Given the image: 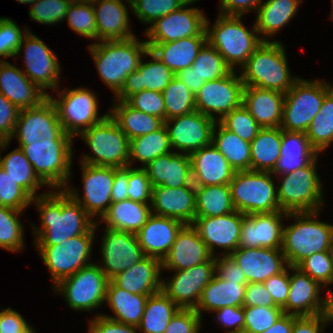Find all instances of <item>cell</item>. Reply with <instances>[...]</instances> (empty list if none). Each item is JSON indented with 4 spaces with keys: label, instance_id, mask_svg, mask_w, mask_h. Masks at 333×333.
Returning a JSON list of instances; mask_svg holds the SVG:
<instances>
[{
    "label": "cell",
    "instance_id": "obj_1",
    "mask_svg": "<svg viewBox=\"0 0 333 333\" xmlns=\"http://www.w3.org/2000/svg\"><path fill=\"white\" fill-rule=\"evenodd\" d=\"M57 191H49L32 199L41 218V228L33 225L36 237L34 245H59L67 239L87 233L96 224L64 189Z\"/></svg>",
    "mask_w": 333,
    "mask_h": 333
},
{
    "label": "cell",
    "instance_id": "obj_2",
    "mask_svg": "<svg viewBox=\"0 0 333 333\" xmlns=\"http://www.w3.org/2000/svg\"><path fill=\"white\" fill-rule=\"evenodd\" d=\"M95 61L99 76L115 95L121 90L126 77L138 69L141 56L149 46L138 41L136 36L127 40H104L88 46Z\"/></svg>",
    "mask_w": 333,
    "mask_h": 333
},
{
    "label": "cell",
    "instance_id": "obj_3",
    "mask_svg": "<svg viewBox=\"0 0 333 333\" xmlns=\"http://www.w3.org/2000/svg\"><path fill=\"white\" fill-rule=\"evenodd\" d=\"M319 211L288 213L295 223L283 227L281 250L288 266L296 267L314 253L328 251L333 241V225L316 219Z\"/></svg>",
    "mask_w": 333,
    "mask_h": 333
},
{
    "label": "cell",
    "instance_id": "obj_4",
    "mask_svg": "<svg viewBox=\"0 0 333 333\" xmlns=\"http://www.w3.org/2000/svg\"><path fill=\"white\" fill-rule=\"evenodd\" d=\"M245 86L274 90L286 94L299 79L292 77L286 52L279 41H263L242 67Z\"/></svg>",
    "mask_w": 333,
    "mask_h": 333
},
{
    "label": "cell",
    "instance_id": "obj_5",
    "mask_svg": "<svg viewBox=\"0 0 333 333\" xmlns=\"http://www.w3.org/2000/svg\"><path fill=\"white\" fill-rule=\"evenodd\" d=\"M206 33L207 41L223 56L232 70L236 65L242 68L263 41H269L266 37H259L256 24L249 31L243 25L241 16L220 13L213 26L206 18Z\"/></svg>",
    "mask_w": 333,
    "mask_h": 333
},
{
    "label": "cell",
    "instance_id": "obj_6",
    "mask_svg": "<svg viewBox=\"0 0 333 333\" xmlns=\"http://www.w3.org/2000/svg\"><path fill=\"white\" fill-rule=\"evenodd\" d=\"M271 172L235 171L230 182L236 211L244 215L281 211Z\"/></svg>",
    "mask_w": 333,
    "mask_h": 333
},
{
    "label": "cell",
    "instance_id": "obj_7",
    "mask_svg": "<svg viewBox=\"0 0 333 333\" xmlns=\"http://www.w3.org/2000/svg\"><path fill=\"white\" fill-rule=\"evenodd\" d=\"M318 155L306 166L283 176L277 187V198L281 211L301 213L320 211L322 200V183L316 172Z\"/></svg>",
    "mask_w": 333,
    "mask_h": 333
},
{
    "label": "cell",
    "instance_id": "obj_8",
    "mask_svg": "<svg viewBox=\"0 0 333 333\" xmlns=\"http://www.w3.org/2000/svg\"><path fill=\"white\" fill-rule=\"evenodd\" d=\"M80 136L94 153L84 155L81 164L125 168L129 166L130 140L108 115Z\"/></svg>",
    "mask_w": 333,
    "mask_h": 333
},
{
    "label": "cell",
    "instance_id": "obj_9",
    "mask_svg": "<svg viewBox=\"0 0 333 333\" xmlns=\"http://www.w3.org/2000/svg\"><path fill=\"white\" fill-rule=\"evenodd\" d=\"M333 86L319 80L299 78L285 94L280 128L289 132L306 133L311 121L321 109L325 96Z\"/></svg>",
    "mask_w": 333,
    "mask_h": 333
},
{
    "label": "cell",
    "instance_id": "obj_10",
    "mask_svg": "<svg viewBox=\"0 0 333 333\" xmlns=\"http://www.w3.org/2000/svg\"><path fill=\"white\" fill-rule=\"evenodd\" d=\"M39 179L55 190L64 189L70 177L72 141L19 145Z\"/></svg>",
    "mask_w": 333,
    "mask_h": 333
},
{
    "label": "cell",
    "instance_id": "obj_11",
    "mask_svg": "<svg viewBox=\"0 0 333 333\" xmlns=\"http://www.w3.org/2000/svg\"><path fill=\"white\" fill-rule=\"evenodd\" d=\"M97 227L96 222L87 233L67 239L59 245H35L44 264L52 274L55 286L64 278L74 275L81 268L92 264L88 260H90Z\"/></svg>",
    "mask_w": 333,
    "mask_h": 333
},
{
    "label": "cell",
    "instance_id": "obj_12",
    "mask_svg": "<svg viewBox=\"0 0 333 333\" xmlns=\"http://www.w3.org/2000/svg\"><path fill=\"white\" fill-rule=\"evenodd\" d=\"M15 135L19 145L73 140V137L64 131L55 105L49 97L36 107L19 111L12 138Z\"/></svg>",
    "mask_w": 333,
    "mask_h": 333
},
{
    "label": "cell",
    "instance_id": "obj_13",
    "mask_svg": "<svg viewBox=\"0 0 333 333\" xmlns=\"http://www.w3.org/2000/svg\"><path fill=\"white\" fill-rule=\"evenodd\" d=\"M101 265L90 264L81 268L74 275L61 280L54 291L64 295L66 302L74 310H94L105 302L109 282L100 268Z\"/></svg>",
    "mask_w": 333,
    "mask_h": 333
},
{
    "label": "cell",
    "instance_id": "obj_14",
    "mask_svg": "<svg viewBox=\"0 0 333 333\" xmlns=\"http://www.w3.org/2000/svg\"><path fill=\"white\" fill-rule=\"evenodd\" d=\"M60 99H53L58 119L64 131L73 138L89 127L100 123L108 115L98 116V101L95 94L87 88H77L59 93Z\"/></svg>",
    "mask_w": 333,
    "mask_h": 333
},
{
    "label": "cell",
    "instance_id": "obj_15",
    "mask_svg": "<svg viewBox=\"0 0 333 333\" xmlns=\"http://www.w3.org/2000/svg\"><path fill=\"white\" fill-rule=\"evenodd\" d=\"M244 83L232 70L227 76L207 81L195 95V108L205 116L220 121L226 114L243 104ZM219 114L218 118L213 115Z\"/></svg>",
    "mask_w": 333,
    "mask_h": 333
},
{
    "label": "cell",
    "instance_id": "obj_16",
    "mask_svg": "<svg viewBox=\"0 0 333 333\" xmlns=\"http://www.w3.org/2000/svg\"><path fill=\"white\" fill-rule=\"evenodd\" d=\"M82 165L83 198L78 191L70 188L68 184L64 190L76 200L85 211L94 218L97 214L102 216L108 211L111 201L114 174L119 169L110 166Z\"/></svg>",
    "mask_w": 333,
    "mask_h": 333
},
{
    "label": "cell",
    "instance_id": "obj_17",
    "mask_svg": "<svg viewBox=\"0 0 333 333\" xmlns=\"http://www.w3.org/2000/svg\"><path fill=\"white\" fill-rule=\"evenodd\" d=\"M216 274V262L214 256L202 264L188 269L175 271L168 280H162L163 291L179 308L195 309L201 297L203 289Z\"/></svg>",
    "mask_w": 333,
    "mask_h": 333
},
{
    "label": "cell",
    "instance_id": "obj_18",
    "mask_svg": "<svg viewBox=\"0 0 333 333\" xmlns=\"http://www.w3.org/2000/svg\"><path fill=\"white\" fill-rule=\"evenodd\" d=\"M189 0L180 9L156 19L146 29V43H165L197 35H207L206 17L197 8H188ZM186 7V8H185Z\"/></svg>",
    "mask_w": 333,
    "mask_h": 333
},
{
    "label": "cell",
    "instance_id": "obj_19",
    "mask_svg": "<svg viewBox=\"0 0 333 333\" xmlns=\"http://www.w3.org/2000/svg\"><path fill=\"white\" fill-rule=\"evenodd\" d=\"M217 120L197 110L164 121L171 148L186 154L212 143L213 129Z\"/></svg>",
    "mask_w": 333,
    "mask_h": 333
},
{
    "label": "cell",
    "instance_id": "obj_20",
    "mask_svg": "<svg viewBox=\"0 0 333 333\" xmlns=\"http://www.w3.org/2000/svg\"><path fill=\"white\" fill-rule=\"evenodd\" d=\"M23 44H25L24 63L26 66L24 74L47 96L49 94L45 89L57 91L61 72L57 55L39 37L29 31L24 36L17 55L21 54Z\"/></svg>",
    "mask_w": 333,
    "mask_h": 333
},
{
    "label": "cell",
    "instance_id": "obj_21",
    "mask_svg": "<svg viewBox=\"0 0 333 333\" xmlns=\"http://www.w3.org/2000/svg\"><path fill=\"white\" fill-rule=\"evenodd\" d=\"M101 248L100 268L109 280L145 257L136 234L130 232L106 228Z\"/></svg>",
    "mask_w": 333,
    "mask_h": 333
},
{
    "label": "cell",
    "instance_id": "obj_22",
    "mask_svg": "<svg viewBox=\"0 0 333 333\" xmlns=\"http://www.w3.org/2000/svg\"><path fill=\"white\" fill-rule=\"evenodd\" d=\"M283 217L288 218L284 211L270 213L243 214L240 234V248H273L281 249Z\"/></svg>",
    "mask_w": 333,
    "mask_h": 333
},
{
    "label": "cell",
    "instance_id": "obj_23",
    "mask_svg": "<svg viewBox=\"0 0 333 333\" xmlns=\"http://www.w3.org/2000/svg\"><path fill=\"white\" fill-rule=\"evenodd\" d=\"M242 222L243 213L234 211L216 217L195 218L192 226L213 256L217 246L227 250L223 255H230L238 248Z\"/></svg>",
    "mask_w": 333,
    "mask_h": 333
},
{
    "label": "cell",
    "instance_id": "obj_24",
    "mask_svg": "<svg viewBox=\"0 0 333 333\" xmlns=\"http://www.w3.org/2000/svg\"><path fill=\"white\" fill-rule=\"evenodd\" d=\"M230 256L242 269L248 283H263L289 268L281 249L238 247Z\"/></svg>",
    "mask_w": 333,
    "mask_h": 333
},
{
    "label": "cell",
    "instance_id": "obj_25",
    "mask_svg": "<svg viewBox=\"0 0 333 333\" xmlns=\"http://www.w3.org/2000/svg\"><path fill=\"white\" fill-rule=\"evenodd\" d=\"M152 214L181 221L185 225H192L195 220V186L191 182L188 186L171 188L165 186L152 187Z\"/></svg>",
    "mask_w": 333,
    "mask_h": 333
},
{
    "label": "cell",
    "instance_id": "obj_26",
    "mask_svg": "<svg viewBox=\"0 0 333 333\" xmlns=\"http://www.w3.org/2000/svg\"><path fill=\"white\" fill-rule=\"evenodd\" d=\"M190 168L195 187L229 185L235 173L212 143L190 154Z\"/></svg>",
    "mask_w": 333,
    "mask_h": 333
},
{
    "label": "cell",
    "instance_id": "obj_27",
    "mask_svg": "<svg viewBox=\"0 0 333 333\" xmlns=\"http://www.w3.org/2000/svg\"><path fill=\"white\" fill-rule=\"evenodd\" d=\"M212 257L198 231L192 225H185L161 265L162 269L178 271L207 262Z\"/></svg>",
    "mask_w": 333,
    "mask_h": 333
},
{
    "label": "cell",
    "instance_id": "obj_28",
    "mask_svg": "<svg viewBox=\"0 0 333 333\" xmlns=\"http://www.w3.org/2000/svg\"><path fill=\"white\" fill-rule=\"evenodd\" d=\"M184 226L179 220L151 214L136 237L145 256L162 261Z\"/></svg>",
    "mask_w": 333,
    "mask_h": 333
},
{
    "label": "cell",
    "instance_id": "obj_29",
    "mask_svg": "<svg viewBox=\"0 0 333 333\" xmlns=\"http://www.w3.org/2000/svg\"><path fill=\"white\" fill-rule=\"evenodd\" d=\"M147 55L152 61L146 63L141 60L138 69L126 77L123 87L116 94L118 101H127L132 95L143 90L163 92L176 76L150 50Z\"/></svg>",
    "mask_w": 333,
    "mask_h": 333
},
{
    "label": "cell",
    "instance_id": "obj_30",
    "mask_svg": "<svg viewBox=\"0 0 333 333\" xmlns=\"http://www.w3.org/2000/svg\"><path fill=\"white\" fill-rule=\"evenodd\" d=\"M0 92L19 110L38 106L48 96L22 70L0 60Z\"/></svg>",
    "mask_w": 333,
    "mask_h": 333
},
{
    "label": "cell",
    "instance_id": "obj_31",
    "mask_svg": "<svg viewBox=\"0 0 333 333\" xmlns=\"http://www.w3.org/2000/svg\"><path fill=\"white\" fill-rule=\"evenodd\" d=\"M288 269L294 270L290 275V290L283 312L295 316H315L322 312L323 299L320 298L322 286L318 281L302 273L296 267Z\"/></svg>",
    "mask_w": 333,
    "mask_h": 333
},
{
    "label": "cell",
    "instance_id": "obj_32",
    "mask_svg": "<svg viewBox=\"0 0 333 333\" xmlns=\"http://www.w3.org/2000/svg\"><path fill=\"white\" fill-rule=\"evenodd\" d=\"M152 187L171 188L188 186L191 180L190 155L169 152L152 160L145 168Z\"/></svg>",
    "mask_w": 333,
    "mask_h": 333
},
{
    "label": "cell",
    "instance_id": "obj_33",
    "mask_svg": "<svg viewBox=\"0 0 333 333\" xmlns=\"http://www.w3.org/2000/svg\"><path fill=\"white\" fill-rule=\"evenodd\" d=\"M285 94L258 87L245 86L243 105L261 128L280 127Z\"/></svg>",
    "mask_w": 333,
    "mask_h": 333
},
{
    "label": "cell",
    "instance_id": "obj_34",
    "mask_svg": "<svg viewBox=\"0 0 333 333\" xmlns=\"http://www.w3.org/2000/svg\"><path fill=\"white\" fill-rule=\"evenodd\" d=\"M161 261L145 256L142 260L117 274L111 281L131 294L152 295L161 290Z\"/></svg>",
    "mask_w": 333,
    "mask_h": 333
},
{
    "label": "cell",
    "instance_id": "obj_35",
    "mask_svg": "<svg viewBox=\"0 0 333 333\" xmlns=\"http://www.w3.org/2000/svg\"><path fill=\"white\" fill-rule=\"evenodd\" d=\"M91 1L95 12L98 41L127 40L135 37L129 28L128 9L121 0Z\"/></svg>",
    "mask_w": 333,
    "mask_h": 333
},
{
    "label": "cell",
    "instance_id": "obj_36",
    "mask_svg": "<svg viewBox=\"0 0 333 333\" xmlns=\"http://www.w3.org/2000/svg\"><path fill=\"white\" fill-rule=\"evenodd\" d=\"M207 35H197L165 43H147L149 50L175 74L191 67Z\"/></svg>",
    "mask_w": 333,
    "mask_h": 333
},
{
    "label": "cell",
    "instance_id": "obj_37",
    "mask_svg": "<svg viewBox=\"0 0 333 333\" xmlns=\"http://www.w3.org/2000/svg\"><path fill=\"white\" fill-rule=\"evenodd\" d=\"M247 283L225 281L216 274L203 289L195 311L202 317V311H216L223 307H242Z\"/></svg>",
    "mask_w": 333,
    "mask_h": 333
},
{
    "label": "cell",
    "instance_id": "obj_38",
    "mask_svg": "<svg viewBox=\"0 0 333 333\" xmlns=\"http://www.w3.org/2000/svg\"><path fill=\"white\" fill-rule=\"evenodd\" d=\"M149 203H140L130 199L111 203L100 222H106V228L137 234L152 214Z\"/></svg>",
    "mask_w": 333,
    "mask_h": 333
},
{
    "label": "cell",
    "instance_id": "obj_39",
    "mask_svg": "<svg viewBox=\"0 0 333 333\" xmlns=\"http://www.w3.org/2000/svg\"><path fill=\"white\" fill-rule=\"evenodd\" d=\"M280 158L272 174H287L308 165L318 153L312 148L306 133L282 130Z\"/></svg>",
    "mask_w": 333,
    "mask_h": 333
},
{
    "label": "cell",
    "instance_id": "obj_40",
    "mask_svg": "<svg viewBox=\"0 0 333 333\" xmlns=\"http://www.w3.org/2000/svg\"><path fill=\"white\" fill-rule=\"evenodd\" d=\"M149 295L131 294L117 287L109 280L105 302L114 312L115 316L102 315L108 319L127 325L138 326L144 313L145 303Z\"/></svg>",
    "mask_w": 333,
    "mask_h": 333
},
{
    "label": "cell",
    "instance_id": "obj_41",
    "mask_svg": "<svg viewBox=\"0 0 333 333\" xmlns=\"http://www.w3.org/2000/svg\"><path fill=\"white\" fill-rule=\"evenodd\" d=\"M113 102L109 115L129 140L154 132L164 125L161 118L135 110L126 101Z\"/></svg>",
    "mask_w": 333,
    "mask_h": 333
},
{
    "label": "cell",
    "instance_id": "obj_42",
    "mask_svg": "<svg viewBox=\"0 0 333 333\" xmlns=\"http://www.w3.org/2000/svg\"><path fill=\"white\" fill-rule=\"evenodd\" d=\"M282 129L280 127L261 128L250 142L251 170L272 172L280 158Z\"/></svg>",
    "mask_w": 333,
    "mask_h": 333
},
{
    "label": "cell",
    "instance_id": "obj_43",
    "mask_svg": "<svg viewBox=\"0 0 333 333\" xmlns=\"http://www.w3.org/2000/svg\"><path fill=\"white\" fill-rule=\"evenodd\" d=\"M302 0H267L257 10L256 28L258 34L267 38L273 36L296 15Z\"/></svg>",
    "mask_w": 333,
    "mask_h": 333
},
{
    "label": "cell",
    "instance_id": "obj_44",
    "mask_svg": "<svg viewBox=\"0 0 333 333\" xmlns=\"http://www.w3.org/2000/svg\"><path fill=\"white\" fill-rule=\"evenodd\" d=\"M212 144L227 159L234 171L251 170L250 142L226 129L219 121L216 122L213 129Z\"/></svg>",
    "mask_w": 333,
    "mask_h": 333
},
{
    "label": "cell",
    "instance_id": "obj_45",
    "mask_svg": "<svg viewBox=\"0 0 333 333\" xmlns=\"http://www.w3.org/2000/svg\"><path fill=\"white\" fill-rule=\"evenodd\" d=\"M195 218L216 217L235 210L230 185L195 187Z\"/></svg>",
    "mask_w": 333,
    "mask_h": 333
},
{
    "label": "cell",
    "instance_id": "obj_46",
    "mask_svg": "<svg viewBox=\"0 0 333 333\" xmlns=\"http://www.w3.org/2000/svg\"><path fill=\"white\" fill-rule=\"evenodd\" d=\"M180 308L163 292L149 295L138 330L143 333H164Z\"/></svg>",
    "mask_w": 333,
    "mask_h": 333
},
{
    "label": "cell",
    "instance_id": "obj_47",
    "mask_svg": "<svg viewBox=\"0 0 333 333\" xmlns=\"http://www.w3.org/2000/svg\"><path fill=\"white\" fill-rule=\"evenodd\" d=\"M171 152L168 131L165 125L149 134L141 135L130 140L129 166L139 160L145 168L152 160ZM134 158V159H133Z\"/></svg>",
    "mask_w": 333,
    "mask_h": 333
},
{
    "label": "cell",
    "instance_id": "obj_48",
    "mask_svg": "<svg viewBox=\"0 0 333 333\" xmlns=\"http://www.w3.org/2000/svg\"><path fill=\"white\" fill-rule=\"evenodd\" d=\"M0 167L32 198L37 197V190L45 185L34 172L33 166L20 147L7 154L3 159L0 153Z\"/></svg>",
    "mask_w": 333,
    "mask_h": 333
},
{
    "label": "cell",
    "instance_id": "obj_49",
    "mask_svg": "<svg viewBox=\"0 0 333 333\" xmlns=\"http://www.w3.org/2000/svg\"><path fill=\"white\" fill-rule=\"evenodd\" d=\"M306 136L318 154L333 142V89L325 96L320 111L306 131Z\"/></svg>",
    "mask_w": 333,
    "mask_h": 333
},
{
    "label": "cell",
    "instance_id": "obj_50",
    "mask_svg": "<svg viewBox=\"0 0 333 333\" xmlns=\"http://www.w3.org/2000/svg\"><path fill=\"white\" fill-rule=\"evenodd\" d=\"M162 93L165 102V120L196 110L195 95L176 76Z\"/></svg>",
    "mask_w": 333,
    "mask_h": 333
},
{
    "label": "cell",
    "instance_id": "obj_51",
    "mask_svg": "<svg viewBox=\"0 0 333 333\" xmlns=\"http://www.w3.org/2000/svg\"><path fill=\"white\" fill-rule=\"evenodd\" d=\"M192 67L205 82L223 78L232 71L223 56L208 41L200 49Z\"/></svg>",
    "mask_w": 333,
    "mask_h": 333
},
{
    "label": "cell",
    "instance_id": "obj_52",
    "mask_svg": "<svg viewBox=\"0 0 333 333\" xmlns=\"http://www.w3.org/2000/svg\"><path fill=\"white\" fill-rule=\"evenodd\" d=\"M23 211L0 206V247L11 252L23 249L24 231L18 215Z\"/></svg>",
    "mask_w": 333,
    "mask_h": 333
},
{
    "label": "cell",
    "instance_id": "obj_53",
    "mask_svg": "<svg viewBox=\"0 0 333 333\" xmlns=\"http://www.w3.org/2000/svg\"><path fill=\"white\" fill-rule=\"evenodd\" d=\"M65 19L76 33L91 40L97 39L96 18L91 0L72 1Z\"/></svg>",
    "mask_w": 333,
    "mask_h": 333
},
{
    "label": "cell",
    "instance_id": "obj_54",
    "mask_svg": "<svg viewBox=\"0 0 333 333\" xmlns=\"http://www.w3.org/2000/svg\"><path fill=\"white\" fill-rule=\"evenodd\" d=\"M141 22L150 25L158 18L180 9L189 0H126Z\"/></svg>",
    "mask_w": 333,
    "mask_h": 333
},
{
    "label": "cell",
    "instance_id": "obj_55",
    "mask_svg": "<svg viewBox=\"0 0 333 333\" xmlns=\"http://www.w3.org/2000/svg\"><path fill=\"white\" fill-rule=\"evenodd\" d=\"M219 122L226 129L248 142H251L261 129L243 104L226 114Z\"/></svg>",
    "mask_w": 333,
    "mask_h": 333
},
{
    "label": "cell",
    "instance_id": "obj_56",
    "mask_svg": "<svg viewBox=\"0 0 333 333\" xmlns=\"http://www.w3.org/2000/svg\"><path fill=\"white\" fill-rule=\"evenodd\" d=\"M243 333H262L271 327L284 313L280 307L251 306L243 307Z\"/></svg>",
    "mask_w": 333,
    "mask_h": 333
},
{
    "label": "cell",
    "instance_id": "obj_57",
    "mask_svg": "<svg viewBox=\"0 0 333 333\" xmlns=\"http://www.w3.org/2000/svg\"><path fill=\"white\" fill-rule=\"evenodd\" d=\"M32 197L0 167V206L24 211Z\"/></svg>",
    "mask_w": 333,
    "mask_h": 333
},
{
    "label": "cell",
    "instance_id": "obj_58",
    "mask_svg": "<svg viewBox=\"0 0 333 333\" xmlns=\"http://www.w3.org/2000/svg\"><path fill=\"white\" fill-rule=\"evenodd\" d=\"M296 268L321 285L327 286L333 283V266L328 251L312 254L301 261Z\"/></svg>",
    "mask_w": 333,
    "mask_h": 333
},
{
    "label": "cell",
    "instance_id": "obj_59",
    "mask_svg": "<svg viewBox=\"0 0 333 333\" xmlns=\"http://www.w3.org/2000/svg\"><path fill=\"white\" fill-rule=\"evenodd\" d=\"M72 0H37L29 11L32 20L41 24L53 25L66 18Z\"/></svg>",
    "mask_w": 333,
    "mask_h": 333
},
{
    "label": "cell",
    "instance_id": "obj_60",
    "mask_svg": "<svg viewBox=\"0 0 333 333\" xmlns=\"http://www.w3.org/2000/svg\"><path fill=\"white\" fill-rule=\"evenodd\" d=\"M26 30V31H25ZM21 32L20 27L10 18H0V56L1 57H16L18 49L21 46L23 37L29 29L25 28Z\"/></svg>",
    "mask_w": 333,
    "mask_h": 333
},
{
    "label": "cell",
    "instance_id": "obj_61",
    "mask_svg": "<svg viewBox=\"0 0 333 333\" xmlns=\"http://www.w3.org/2000/svg\"><path fill=\"white\" fill-rule=\"evenodd\" d=\"M126 102L135 110L165 121V102L162 92L143 90L132 95Z\"/></svg>",
    "mask_w": 333,
    "mask_h": 333
},
{
    "label": "cell",
    "instance_id": "obj_62",
    "mask_svg": "<svg viewBox=\"0 0 333 333\" xmlns=\"http://www.w3.org/2000/svg\"><path fill=\"white\" fill-rule=\"evenodd\" d=\"M128 199L151 204L152 184L144 168H134L129 166L128 178Z\"/></svg>",
    "mask_w": 333,
    "mask_h": 333
},
{
    "label": "cell",
    "instance_id": "obj_63",
    "mask_svg": "<svg viewBox=\"0 0 333 333\" xmlns=\"http://www.w3.org/2000/svg\"><path fill=\"white\" fill-rule=\"evenodd\" d=\"M202 317L195 309H179L164 333H198Z\"/></svg>",
    "mask_w": 333,
    "mask_h": 333
},
{
    "label": "cell",
    "instance_id": "obj_64",
    "mask_svg": "<svg viewBox=\"0 0 333 333\" xmlns=\"http://www.w3.org/2000/svg\"><path fill=\"white\" fill-rule=\"evenodd\" d=\"M265 288L273 297L277 307L283 309L286 305L290 290V273L286 268L283 272L271 276L263 282Z\"/></svg>",
    "mask_w": 333,
    "mask_h": 333
},
{
    "label": "cell",
    "instance_id": "obj_65",
    "mask_svg": "<svg viewBox=\"0 0 333 333\" xmlns=\"http://www.w3.org/2000/svg\"><path fill=\"white\" fill-rule=\"evenodd\" d=\"M19 109L0 92V135L7 141L12 140Z\"/></svg>",
    "mask_w": 333,
    "mask_h": 333
},
{
    "label": "cell",
    "instance_id": "obj_66",
    "mask_svg": "<svg viewBox=\"0 0 333 333\" xmlns=\"http://www.w3.org/2000/svg\"><path fill=\"white\" fill-rule=\"evenodd\" d=\"M216 262V275L225 280L237 283H248L242 269L230 255L214 256Z\"/></svg>",
    "mask_w": 333,
    "mask_h": 333
},
{
    "label": "cell",
    "instance_id": "obj_67",
    "mask_svg": "<svg viewBox=\"0 0 333 333\" xmlns=\"http://www.w3.org/2000/svg\"><path fill=\"white\" fill-rule=\"evenodd\" d=\"M215 316L222 327L232 328L228 333H243L244 330V311L242 307H223L216 311Z\"/></svg>",
    "mask_w": 333,
    "mask_h": 333
},
{
    "label": "cell",
    "instance_id": "obj_68",
    "mask_svg": "<svg viewBox=\"0 0 333 333\" xmlns=\"http://www.w3.org/2000/svg\"><path fill=\"white\" fill-rule=\"evenodd\" d=\"M277 307L263 283H247L243 307Z\"/></svg>",
    "mask_w": 333,
    "mask_h": 333
},
{
    "label": "cell",
    "instance_id": "obj_69",
    "mask_svg": "<svg viewBox=\"0 0 333 333\" xmlns=\"http://www.w3.org/2000/svg\"><path fill=\"white\" fill-rule=\"evenodd\" d=\"M91 319L88 333H137L138 328L133 325L119 323L108 319L102 314L96 315Z\"/></svg>",
    "mask_w": 333,
    "mask_h": 333
},
{
    "label": "cell",
    "instance_id": "obj_70",
    "mask_svg": "<svg viewBox=\"0 0 333 333\" xmlns=\"http://www.w3.org/2000/svg\"><path fill=\"white\" fill-rule=\"evenodd\" d=\"M29 326V323L17 311L11 308H2L0 312V333H22Z\"/></svg>",
    "mask_w": 333,
    "mask_h": 333
},
{
    "label": "cell",
    "instance_id": "obj_71",
    "mask_svg": "<svg viewBox=\"0 0 333 333\" xmlns=\"http://www.w3.org/2000/svg\"><path fill=\"white\" fill-rule=\"evenodd\" d=\"M326 325L321 314L300 317L293 315L292 333H321Z\"/></svg>",
    "mask_w": 333,
    "mask_h": 333
},
{
    "label": "cell",
    "instance_id": "obj_72",
    "mask_svg": "<svg viewBox=\"0 0 333 333\" xmlns=\"http://www.w3.org/2000/svg\"><path fill=\"white\" fill-rule=\"evenodd\" d=\"M262 0H222L220 14L228 16H242L245 12L258 10Z\"/></svg>",
    "mask_w": 333,
    "mask_h": 333
},
{
    "label": "cell",
    "instance_id": "obj_73",
    "mask_svg": "<svg viewBox=\"0 0 333 333\" xmlns=\"http://www.w3.org/2000/svg\"><path fill=\"white\" fill-rule=\"evenodd\" d=\"M128 178H129V166L125 168H119L114 174L113 188L111 191V201L120 202L128 199Z\"/></svg>",
    "mask_w": 333,
    "mask_h": 333
},
{
    "label": "cell",
    "instance_id": "obj_74",
    "mask_svg": "<svg viewBox=\"0 0 333 333\" xmlns=\"http://www.w3.org/2000/svg\"><path fill=\"white\" fill-rule=\"evenodd\" d=\"M176 77L189 88L193 95H196L199 89L205 84V81L200 78L192 66L177 72Z\"/></svg>",
    "mask_w": 333,
    "mask_h": 333
},
{
    "label": "cell",
    "instance_id": "obj_75",
    "mask_svg": "<svg viewBox=\"0 0 333 333\" xmlns=\"http://www.w3.org/2000/svg\"><path fill=\"white\" fill-rule=\"evenodd\" d=\"M293 315L283 313L277 321L262 333H292Z\"/></svg>",
    "mask_w": 333,
    "mask_h": 333
},
{
    "label": "cell",
    "instance_id": "obj_76",
    "mask_svg": "<svg viewBox=\"0 0 333 333\" xmlns=\"http://www.w3.org/2000/svg\"><path fill=\"white\" fill-rule=\"evenodd\" d=\"M328 297L323 299L322 318L326 323L333 321V293L328 290Z\"/></svg>",
    "mask_w": 333,
    "mask_h": 333
},
{
    "label": "cell",
    "instance_id": "obj_77",
    "mask_svg": "<svg viewBox=\"0 0 333 333\" xmlns=\"http://www.w3.org/2000/svg\"><path fill=\"white\" fill-rule=\"evenodd\" d=\"M11 141H7L5 138H3L1 135H0V149L1 150H5L6 147L9 145Z\"/></svg>",
    "mask_w": 333,
    "mask_h": 333
},
{
    "label": "cell",
    "instance_id": "obj_78",
    "mask_svg": "<svg viewBox=\"0 0 333 333\" xmlns=\"http://www.w3.org/2000/svg\"><path fill=\"white\" fill-rule=\"evenodd\" d=\"M328 252H329L331 263H332V266H333V241H332V244L330 245V248H329Z\"/></svg>",
    "mask_w": 333,
    "mask_h": 333
},
{
    "label": "cell",
    "instance_id": "obj_79",
    "mask_svg": "<svg viewBox=\"0 0 333 333\" xmlns=\"http://www.w3.org/2000/svg\"><path fill=\"white\" fill-rule=\"evenodd\" d=\"M18 2L20 3H23V4H33L35 3L37 0H17Z\"/></svg>",
    "mask_w": 333,
    "mask_h": 333
},
{
    "label": "cell",
    "instance_id": "obj_80",
    "mask_svg": "<svg viewBox=\"0 0 333 333\" xmlns=\"http://www.w3.org/2000/svg\"><path fill=\"white\" fill-rule=\"evenodd\" d=\"M32 326H29L24 332L22 333H35L34 329L31 328Z\"/></svg>",
    "mask_w": 333,
    "mask_h": 333
}]
</instances>
